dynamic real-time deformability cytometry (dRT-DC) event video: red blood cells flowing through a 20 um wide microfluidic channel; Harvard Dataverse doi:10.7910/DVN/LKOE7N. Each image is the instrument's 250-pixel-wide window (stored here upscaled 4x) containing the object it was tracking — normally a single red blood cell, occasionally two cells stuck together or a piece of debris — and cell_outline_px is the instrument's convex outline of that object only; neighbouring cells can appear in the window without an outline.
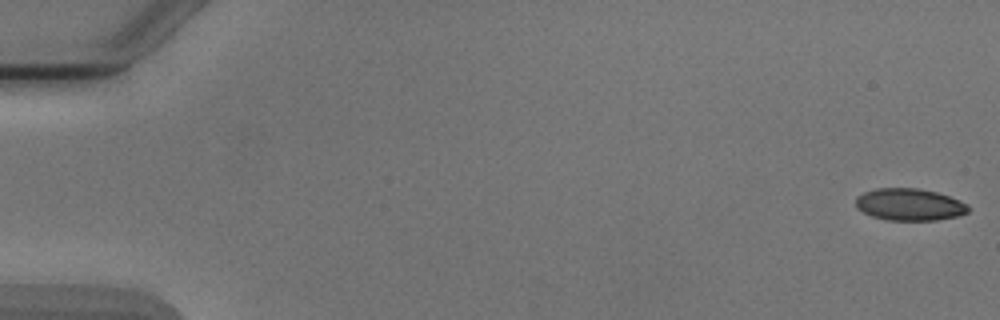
{"species": "Egyptian fruit bat (a non-hibernating species)", "species_latin": "Rousettus aegyptiacus", "temperature_condition": "cold", "stored_images_in_passage": 6, "segment_of_instrument_passage": [1, 2], "camera_frame_rate_fps": 3000, "um_per_image_px": 0.085, "animal": {"sex": "male"}, "frame": {"image": 1, "passage_image": 1, "time_ms": 0.0, "image_size_px": [1000, 320], "cell_outline_px": [[968, 212], [956, 216], [936, 220], [888, 220], [872, 216], [856, 208], [856, 196], [864, 192], [876, 188], [916, 188], [936, 192], [960, 200], [968, 204]], "centroid_in_image_um": [77.29, 17.38], "position_along_channel_um": 7.7, "area_um2": 20.92}}
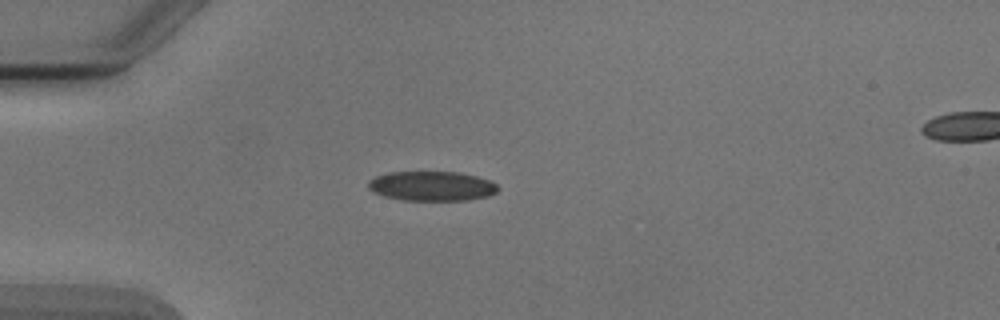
{"frame": {"image": 2, "passage_image": 5, "time_ms": 4.667, "image_size_px": [1000, 320], "cell_outline_px": [[500, 188], [496, 192], [488, 196], [464, 200], [404, 200], [384, 196], [372, 192], [368, 188], [368, 180], [376, 176], [388, 172], [460, 172], [476, 176], [488, 180], [496, 184]], "centroid_in_image_um": [36.67, 15.81], "position_along_channel_um": 48.3, "area_um2": 22.37}}